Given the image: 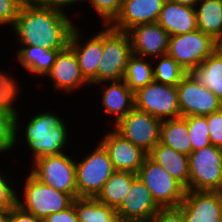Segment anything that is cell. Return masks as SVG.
I'll list each match as a JSON object with an SVG mask.
<instances>
[{
    "mask_svg": "<svg viewBox=\"0 0 222 222\" xmlns=\"http://www.w3.org/2000/svg\"><path fill=\"white\" fill-rule=\"evenodd\" d=\"M20 101V110L15 114V150L22 151V149H20L22 144L25 146V150L27 148L23 153L26 154V152H28L29 162L24 163V167L29 166L30 160L32 162L43 156L58 155L75 149L74 146L70 149L73 145L70 142H73V139H71L73 136L76 138L77 132H72L73 128L70 125L71 123H68V120L63 117V113L62 116H60L59 111H52L50 108L48 110L47 107V110H36L35 115L33 113L32 117L28 114V116H25V118H28L26 120L21 106L23 100ZM20 114H22L23 117ZM69 128H71V130ZM72 133L73 135H71ZM74 133L76 135H74Z\"/></svg>",
    "mask_w": 222,
    "mask_h": 222,
    "instance_id": "cell-1",
    "label": "cell"
},
{
    "mask_svg": "<svg viewBox=\"0 0 222 222\" xmlns=\"http://www.w3.org/2000/svg\"><path fill=\"white\" fill-rule=\"evenodd\" d=\"M74 21L76 18L72 14L26 1L11 28L13 44L65 49L77 25Z\"/></svg>",
    "mask_w": 222,
    "mask_h": 222,
    "instance_id": "cell-2",
    "label": "cell"
},
{
    "mask_svg": "<svg viewBox=\"0 0 222 222\" xmlns=\"http://www.w3.org/2000/svg\"><path fill=\"white\" fill-rule=\"evenodd\" d=\"M22 176L23 183L20 179L17 183L16 204L23 210L32 213L39 220L43 221L48 215L66 210L73 204L74 199L64 192L41 183L28 172ZM20 186V187H18ZM20 190V191H19Z\"/></svg>",
    "mask_w": 222,
    "mask_h": 222,
    "instance_id": "cell-3",
    "label": "cell"
},
{
    "mask_svg": "<svg viewBox=\"0 0 222 222\" xmlns=\"http://www.w3.org/2000/svg\"><path fill=\"white\" fill-rule=\"evenodd\" d=\"M91 148L87 153H84L83 150L84 155L81 157L75 153L78 197L95 198L102 190L105 182L115 172L104 146L96 141L95 144L91 145Z\"/></svg>",
    "mask_w": 222,
    "mask_h": 222,
    "instance_id": "cell-4",
    "label": "cell"
},
{
    "mask_svg": "<svg viewBox=\"0 0 222 222\" xmlns=\"http://www.w3.org/2000/svg\"><path fill=\"white\" fill-rule=\"evenodd\" d=\"M71 151L35 159L30 162L29 169L24 168L26 170L23 171H28L41 183L77 199L75 152L73 156Z\"/></svg>",
    "mask_w": 222,
    "mask_h": 222,
    "instance_id": "cell-5",
    "label": "cell"
},
{
    "mask_svg": "<svg viewBox=\"0 0 222 222\" xmlns=\"http://www.w3.org/2000/svg\"><path fill=\"white\" fill-rule=\"evenodd\" d=\"M131 55L128 33L103 25V53L96 74V85L104 81L123 80Z\"/></svg>",
    "mask_w": 222,
    "mask_h": 222,
    "instance_id": "cell-6",
    "label": "cell"
},
{
    "mask_svg": "<svg viewBox=\"0 0 222 222\" xmlns=\"http://www.w3.org/2000/svg\"><path fill=\"white\" fill-rule=\"evenodd\" d=\"M189 191L222 192V149L210 144L188 156Z\"/></svg>",
    "mask_w": 222,
    "mask_h": 222,
    "instance_id": "cell-7",
    "label": "cell"
},
{
    "mask_svg": "<svg viewBox=\"0 0 222 222\" xmlns=\"http://www.w3.org/2000/svg\"><path fill=\"white\" fill-rule=\"evenodd\" d=\"M137 177L146 185L160 208L179 207L186 189L149 155L139 168Z\"/></svg>",
    "mask_w": 222,
    "mask_h": 222,
    "instance_id": "cell-8",
    "label": "cell"
},
{
    "mask_svg": "<svg viewBox=\"0 0 222 222\" xmlns=\"http://www.w3.org/2000/svg\"><path fill=\"white\" fill-rule=\"evenodd\" d=\"M219 43L201 30L171 36L168 55L188 73L199 66L217 48Z\"/></svg>",
    "mask_w": 222,
    "mask_h": 222,
    "instance_id": "cell-9",
    "label": "cell"
},
{
    "mask_svg": "<svg viewBox=\"0 0 222 222\" xmlns=\"http://www.w3.org/2000/svg\"><path fill=\"white\" fill-rule=\"evenodd\" d=\"M134 108L161 121L181 117L176 86L154 80L134 93Z\"/></svg>",
    "mask_w": 222,
    "mask_h": 222,
    "instance_id": "cell-10",
    "label": "cell"
},
{
    "mask_svg": "<svg viewBox=\"0 0 222 222\" xmlns=\"http://www.w3.org/2000/svg\"><path fill=\"white\" fill-rule=\"evenodd\" d=\"M78 25L71 32L68 46L75 52L82 76L93 87L96 85V74L103 53V25L100 29L93 26L97 32L90 29L89 33L83 29V25L80 26L81 23Z\"/></svg>",
    "mask_w": 222,
    "mask_h": 222,
    "instance_id": "cell-11",
    "label": "cell"
},
{
    "mask_svg": "<svg viewBox=\"0 0 222 222\" xmlns=\"http://www.w3.org/2000/svg\"><path fill=\"white\" fill-rule=\"evenodd\" d=\"M161 120L133 108L112 128L123 138L149 154L160 142Z\"/></svg>",
    "mask_w": 222,
    "mask_h": 222,
    "instance_id": "cell-12",
    "label": "cell"
},
{
    "mask_svg": "<svg viewBox=\"0 0 222 222\" xmlns=\"http://www.w3.org/2000/svg\"><path fill=\"white\" fill-rule=\"evenodd\" d=\"M47 78V79H46ZM51 81L49 88L55 92L54 95L59 97V92L63 95H75L76 91L91 89L90 84L82 76L75 52L67 46L58 52L51 71L44 78Z\"/></svg>",
    "mask_w": 222,
    "mask_h": 222,
    "instance_id": "cell-13",
    "label": "cell"
},
{
    "mask_svg": "<svg viewBox=\"0 0 222 222\" xmlns=\"http://www.w3.org/2000/svg\"><path fill=\"white\" fill-rule=\"evenodd\" d=\"M176 88L181 117L206 116L222 108V101L212 91L199 85L190 73Z\"/></svg>",
    "mask_w": 222,
    "mask_h": 222,
    "instance_id": "cell-14",
    "label": "cell"
},
{
    "mask_svg": "<svg viewBox=\"0 0 222 222\" xmlns=\"http://www.w3.org/2000/svg\"><path fill=\"white\" fill-rule=\"evenodd\" d=\"M93 87L98 89V92H95V96H99L100 101H95L99 102L100 110L103 109L101 116L105 115V117L102 118H105V120L107 116L110 118L107 119L110 125L106 123V127L114 126L134 108V93L129 89L124 80L104 81Z\"/></svg>",
    "mask_w": 222,
    "mask_h": 222,
    "instance_id": "cell-15",
    "label": "cell"
},
{
    "mask_svg": "<svg viewBox=\"0 0 222 222\" xmlns=\"http://www.w3.org/2000/svg\"><path fill=\"white\" fill-rule=\"evenodd\" d=\"M102 131V136L98 138V141L107 150L115 171L137 174L148 154L123 138L112 127L102 129Z\"/></svg>",
    "mask_w": 222,
    "mask_h": 222,
    "instance_id": "cell-16",
    "label": "cell"
},
{
    "mask_svg": "<svg viewBox=\"0 0 222 222\" xmlns=\"http://www.w3.org/2000/svg\"><path fill=\"white\" fill-rule=\"evenodd\" d=\"M127 33L132 54L153 59L168 53L170 35L157 22L136 25Z\"/></svg>",
    "mask_w": 222,
    "mask_h": 222,
    "instance_id": "cell-17",
    "label": "cell"
},
{
    "mask_svg": "<svg viewBox=\"0 0 222 222\" xmlns=\"http://www.w3.org/2000/svg\"><path fill=\"white\" fill-rule=\"evenodd\" d=\"M179 208L184 220L221 222L222 192L220 191H186Z\"/></svg>",
    "mask_w": 222,
    "mask_h": 222,
    "instance_id": "cell-18",
    "label": "cell"
},
{
    "mask_svg": "<svg viewBox=\"0 0 222 222\" xmlns=\"http://www.w3.org/2000/svg\"><path fill=\"white\" fill-rule=\"evenodd\" d=\"M159 209L146 185L136 177L116 213L120 218L150 222Z\"/></svg>",
    "mask_w": 222,
    "mask_h": 222,
    "instance_id": "cell-19",
    "label": "cell"
},
{
    "mask_svg": "<svg viewBox=\"0 0 222 222\" xmlns=\"http://www.w3.org/2000/svg\"><path fill=\"white\" fill-rule=\"evenodd\" d=\"M166 0H123L120 14L110 24L118 31L127 32L136 25L158 21Z\"/></svg>",
    "mask_w": 222,
    "mask_h": 222,
    "instance_id": "cell-20",
    "label": "cell"
},
{
    "mask_svg": "<svg viewBox=\"0 0 222 222\" xmlns=\"http://www.w3.org/2000/svg\"><path fill=\"white\" fill-rule=\"evenodd\" d=\"M14 48V58L17 64L20 63L21 69L24 70L28 76L34 79L38 78V84L51 71L52 65L59 51L63 49H49L42 46L33 45H19ZM34 75V76H33ZM35 77V78H34ZM42 79V80H41Z\"/></svg>",
    "mask_w": 222,
    "mask_h": 222,
    "instance_id": "cell-21",
    "label": "cell"
},
{
    "mask_svg": "<svg viewBox=\"0 0 222 222\" xmlns=\"http://www.w3.org/2000/svg\"><path fill=\"white\" fill-rule=\"evenodd\" d=\"M157 23L171 36L197 29L196 10L193 7L165 1Z\"/></svg>",
    "mask_w": 222,
    "mask_h": 222,
    "instance_id": "cell-22",
    "label": "cell"
},
{
    "mask_svg": "<svg viewBox=\"0 0 222 222\" xmlns=\"http://www.w3.org/2000/svg\"><path fill=\"white\" fill-rule=\"evenodd\" d=\"M165 171L170 174L186 191H189L188 156L167 147L160 142L148 154Z\"/></svg>",
    "mask_w": 222,
    "mask_h": 222,
    "instance_id": "cell-23",
    "label": "cell"
},
{
    "mask_svg": "<svg viewBox=\"0 0 222 222\" xmlns=\"http://www.w3.org/2000/svg\"><path fill=\"white\" fill-rule=\"evenodd\" d=\"M189 73L199 85L212 91L222 101V50L219 47Z\"/></svg>",
    "mask_w": 222,
    "mask_h": 222,
    "instance_id": "cell-24",
    "label": "cell"
},
{
    "mask_svg": "<svg viewBox=\"0 0 222 222\" xmlns=\"http://www.w3.org/2000/svg\"><path fill=\"white\" fill-rule=\"evenodd\" d=\"M195 10L197 29L222 44V0H199Z\"/></svg>",
    "mask_w": 222,
    "mask_h": 222,
    "instance_id": "cell-25",
    "label": "cell"
},
{
    "mask_svg": "<svg viewBox=\"0 0 222 222\" xmlns=\"http://www.w3.org/2000/svg\"><path fill=\"white\" fill-rule=\"evenodd\" d=\"M160 143L189 156L192 144L187 121L183 117L163 120L160 125Z\"/></svg>",
    "mask_w": 222,
    "mask_h": 222,
    "instance_id": "cell-26",
    "label": "cell"
},
{
    "mask_svg": "<svg viewBox=\"0 0 222 222\" xmlns=\"http://www.w3.org/2000/svg\"><path fill=\"white\" fill-rule=\"evenodd\" d=\"M136 177L137 174L133 172L115 171L95 198L116 210L121 205Z\"/></svg>",
    "mask_w": 222,
    "mask_h": 222,
    "instance_id": "cell-27",
    "label": "cell"
},
{
    "mask_svg": "<svg viewBox=\"0 0 222 222\" xmlns=\"http://www.w3.org/2000/svg\"><path fill=\"white\" fill-rule=\"evenodd\" d=\"M123 80L133 93L151 83L154 80L151 59L132 54L126 65Z\"/></svg>",
    "mask_w": 222,
    "mask_h": 222,
    "instance_id": "cell-28",
    "label": "cell"
},
{
    "mask_svg": "<svg viewBox=\"0 0 222 222\" xmlns=\"http://www.w3.org/2000/svg\"><path fill=\"white\" fill-rule=\"evenodd\" d=\"M75 210L80 222H114L118 217L116 210L96 198L78 197Z\"/></svg>",
    "mask_w": 222,
    "mask_h": 222,
    "instance_id": "cell-29",
    "label": "cell"
},
{
    "mask_svg": "<svg viewBox=\"0 0 222 222\" xmlns=\"http://www.w3.org/2000/svg\"><path fill=\"white\" fill-rule=\"evenodd\" d=\"M154 81L165 85L177 86L188 73L168 54L151 59Z\"/></svg>",
    "mask_w": 222,
    "mask_h": 222,
    "instance_id": "cell-30",
    "label": "cell"
},
{
    "mask_svg": "<svg viewBox=\"0 0 222 222\" xmlns=\"http://www.w3.org/2000/svg\"><path fill=\"white\" fill-rule=\"evenodd\" d=\"M3 67L4 66L0 69V108L18 111V102H20L18 99L21 100L22 92L25 94L24 89H22L21 84H19L22 83V81L20 82V79L18 80L14 72H6V69H3Z\"/></svg>",
    "mask_w": 222,
    "mask_h": 222,
    "instance_id": "cell-31",
    "label": "cell"
},
{
    "mask_svg": "<svg viewBox=\"0 0 222 222\" xmlns=\"http://www.w3.org/2000/svg\"><path fill=\"white\" fill-rule=\"evenodd\" d=\"M16 112L17 111L0 108V156H2V158L10 157V159H12V152H15L17 155V151L15 150ZM8 153H10V155Z\"/></svg>",
    "mask_w": 222,
    "mask_h": 222,
    "instance_id": "cell-32",
    "label": "cell"
},
{
    "mask_svg": "<svg viewBox=\"0 0 222 222\" xmlns=\"http://www.w3.org/2000/svg\"><path fill=\"white\" fill-rule=\"evenodd\" d=\"M192 152L211 144L206 116H186Z\"/></svg>",
    "mask_w": 222,
    "mask_h": 222,
    "instance_id": "cell-33",
    "label": "cell"
},
{
    "mask_svg": "<svg viewBox=\"0 0 222 222\" xmlns=\"http://www.w3.org/2000/svg\"><path fill=\"white\" fill-rule=\"evenodd\" d=\"M85 3L89 8L87 10L92 8L91 12L98 16L94 18H100V25H110L120 14L123 0H86Z\"/></svg>",
    "mask_w": 222,
    "mask_h": 222,
    "instance_id": "cell-34",
    "label": "cell"
},
{
    "mask_svg": "<svg viewBox=\"0 0 222 222\" xmlns=\"http://www.w3.org/2000/svg\"><path fill=\"white\" fill-rule=\"evenodd\" d=\"M1 164L6 165L8 163H0V210H10L16 205L17 182L14 183V180H16L15 177L18 172L16 169L15 174L12 173L13 170L11 172L4 171Z\"/></svg>",
    "mask_w": 222,
    "mask_h": 222,
    "instance_id": "cell-35",
    "label": "cell"
},
{
    "mask_svg": "<svg viewBox=\"0 0 222 222\" xmlns=\"http://www.w3.org/2000/svg\"><path fill=\"white\" fill-rule=\"evenodd\" d=\"M26 0H0V27L1 31L12 28L15 19L18 17L21 7ZM6 26V27H5ZM4 27V28H3Z\"/></svg>",
    "mask_w": 222,
    "mask_h": 222,
    "instance_id": "cell-36",
    "label": "cell"
},
{
    "mask_svg": "<svg viewBox=\"0 0 222 222\" xmlns=\"http://www.w3.org/2000/svg\"><path fill=\"white\" fill-rule=\"evenodd\" d=\"M211 144L222 149V108L206 115Z\"/></svg>",
    "mask_w": 222,
    "mask_h": 222,
    "instance_id": "cell-37",
    "label": "cell"
},
{
    "mask_svg": "<svg viewBox=\"0 0 222 222\" xmlns=\"http://www.w3.org/2000/svg\"><path fill=\"white\" fill-rule=\"evenodd\" d=\"M28 1L29 3H32V4H36V5H39V6H44V7H50V8H56V9H59V10H62L64 12H67V13H70L69 11L72 10L71 13L74 14V18L77 19L78 16H76V12L78 10H81V5L84 4V6L82 7H85V2L86 0H26ZM79 3V4H78ZM83 3V4H82ZM77 5V6H76ZM77 8H76V7ZM70 9H69V8ZM72 7V8H71ZM75 7V8H74ZM80 7V8H79ZM68 8V9H67ZM75 10H74V9ZM79 8V9H78ZM68 10V11H67ZM73 10L75 11V13L73 12ZM76 16V17H75Z\"/></svg>",
    "mask_w": 222,
    "mask_h": 222,
    "instance_id": "cell-38",
    "label": "cell"
},
{
    "mask_svg": "<svg viewBox=\"0 0 222 222\" xmlns=\"http://www.w3.org/2000/svg\"><path fill=\"white\" fill-rule=\"evenodd\" d=\"M150 222H184L183 211L179 207L160 208Z\"/></svg>",
    "mask_w": 222,
    "mask_h": 222,
    "instance_id": "cell-39",
    "label": "cell"
},
{
    "mask_svg": "<svg viewBox=\"0 0 222 222\" xmlns=\"http://www.w3.org/2000/svg\"><path fill=\"white\" fill-rule=\"evenodd\" d=\"M42 222H80L75 210V199L66 210L50 214Z\"/></svg>",
    "mask_w": 222,
    "mask_h": 222,
    "instance_id": "cell-40",
    "label": "cell"
},
{
    "mask_svg": "<svg viewBox=\"0 0 222 222\" xmlns=\"http://www.w3.org/2000/svg\"><path fill=\"white\" fill-rule=\"evenodd\" d=\"M8 222H42L35 215L29 213L17 204L9 210V221Z\"/></svg>",
    "mask_w": 222,
    "mask_h": 222,
    "instance_id": "cell-41",
    "label": "cell"
},
{
    "mask_svg": "<svg viewBox=\"0 0 222 222\" xmlns=\"http://www.w3.org/2000/svg\"><path fill=\"white\" fill-rule=\"evenodd\" d=\"M173 3L186 5L195 8L196 4L199 2V0H168Z\"/></svg>",
    "mask_w": 222,
    "mask_h": 222,
    "instance_id": "cell-42",
    "label": "cell"
},
{
    "mask_svg": "<svg viewBox=\"0 0 222 222\" xmlns=\"http://www.w3.org/2000/svg\"><path fill=\"white\" fill-rule=\"evenodd\" d=\"M9 221V210H0V222Z\"/></svg>",
    "mask_w": 222,
    "mask_h": 222,
    "instance_id": "cell-43",
    "label": "cell"
},
{
    "mask_svg": "<svg viewBox=\"0 0 222 222\" xmlns=\"http://www.w3.org/2000/svg\"><path fill=\"white\" fill-rule=\"evenodd\" d=\"M114 222H140V221L117 217Z\"/></svg>",
    "mask_w": 222,
    "mask_h": 222,
    "instance_id": "cell-44",
    "label": "cell"
},
{
    "mask_svg": "<svg viewBox=\"0 0 222 222\" xmlns=\"http://www.w3.org/2000/svg\"><path fill=\"white\" fill-rule=\"evenodd\" d=\"M184 222H203V221L184 220Z\"/></svg>",
    "mask_w": 222,
    "mask_h": 222,
    "instance_id": "cell-45",
    "label": "cell"
}]
</instances>
